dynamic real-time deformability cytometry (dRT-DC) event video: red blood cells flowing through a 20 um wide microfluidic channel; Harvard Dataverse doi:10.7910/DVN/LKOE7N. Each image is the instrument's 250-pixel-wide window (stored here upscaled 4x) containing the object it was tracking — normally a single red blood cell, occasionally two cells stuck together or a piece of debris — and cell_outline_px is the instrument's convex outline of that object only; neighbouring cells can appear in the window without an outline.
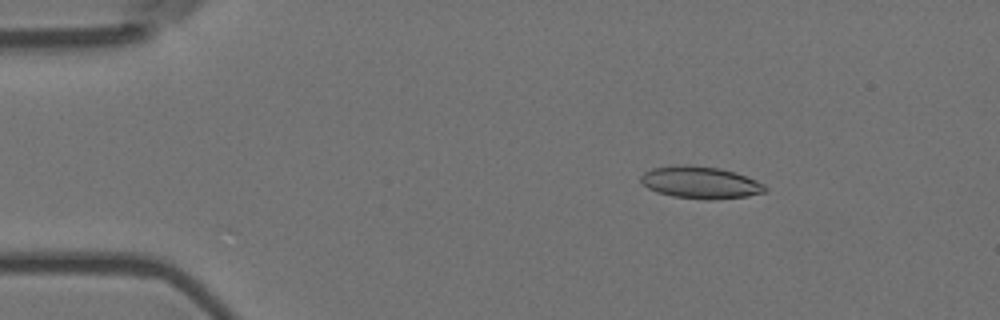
{"species": "Egyptian fruit bat (a non-hibernating species)", "species_latin": "Rousettus aegyptiacus", "temperature_condition": "room temperature", "stored_images_in_passage": 4, "camera_frame_rate_fps": 3000, "um_per_image_px": 0.085, "animal": {"sex": "female"}, "frame": {"image": 1, "passage_image": 1, "time_ms": 0.0, "image_size_px": [1000, 320], "cell_outline_px": [[768, 188], [764, 192], [748, 196], [708, 200], [704, 200], [672, 196], [656, 192], [648, 188], [640, 180], [640, 176], [644, 172], [652, 168], [680, 164], [692, 164], [720, 168], [736, 172], [756, 180], [764, 184]], "centroid_in_image_um": [59.53, 15.5], "position_along_channel_um": 25.5, "area_um2": 23.52}}
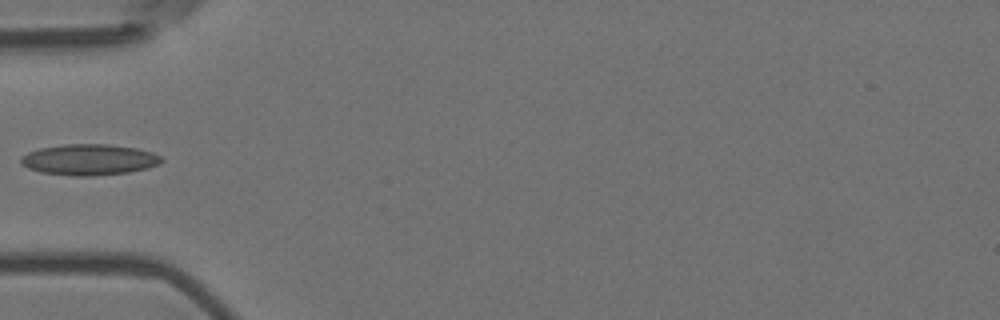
{"frame": {"image": 2, "passage_image": 4, "time_ms": 1.0, "image_size_px": [1000, 320], "cell_outline_px": [[164, 160], [160, 164], [148, 168], [128, 172], [92, 176], [72, 176], [40, 172], [28, 168], [20, 164], [20, 156], [28, 152], [40, 148], [64, 144], [108, 144], [136, 148], [152, 152], [160, 156]], "centroid_in_image_um": [7.56, 13.57], "position_along_channel_um": 77.4, "area_um2": 25.55}}